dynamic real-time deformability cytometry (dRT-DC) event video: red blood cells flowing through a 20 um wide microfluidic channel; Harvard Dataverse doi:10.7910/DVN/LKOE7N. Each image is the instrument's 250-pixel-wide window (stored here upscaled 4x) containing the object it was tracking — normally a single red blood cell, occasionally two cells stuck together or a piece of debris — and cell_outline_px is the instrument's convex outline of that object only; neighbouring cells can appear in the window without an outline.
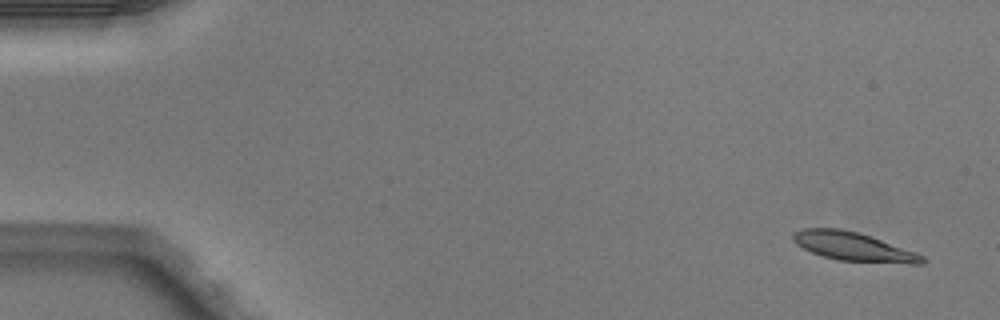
{"species": "Egyptian fruit bat (a non-hibernating species)", "species_latin": "Rousettus aegyptiacus", "temperature_condition": "warm", "stored_images_in_passage": 4, "camera_frame_rate_fps": 3000, "um_per_image_px": 0.085, "animal": {"sex": "male"}, "frame": {"image": 1, "passage_image": 1, "time_ms": 0.0, "image_size_px": [1000, 320], "cell_outline_px": [[928, 260], [924, 264], [912, 264], [840, 260], [824, 256], [812, 252], [796, 244], [792, 240], [792, 232], [800, 228], [840, 228], [856, 232], [916, 252], [924, 256]], "centroid_in_image_um": [72.53, 20.96], "position_along_channel_um": 12.5, "area_um2": 21.44}}
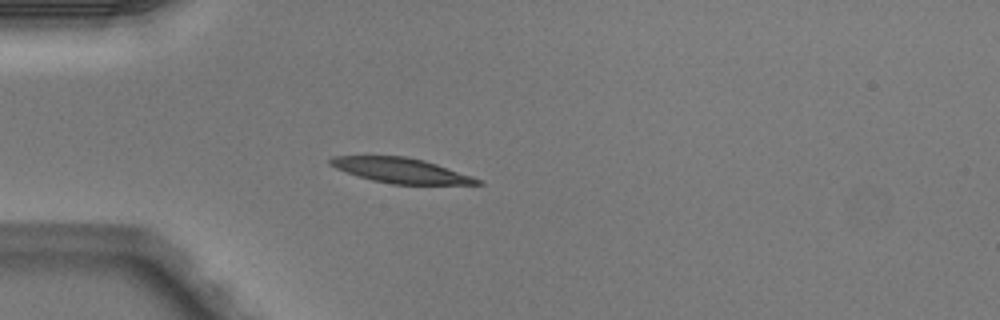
{"frame": {"image": 2, "passage_image": 4, "time_ms": 1.0, "image_size_px": [1000, 320], "cell_outline_px": [[484, 184], [392, 184], [372, 180], [356, 176], [336, 168], [328, 164], [328, 160], [332, 156], [404, 156], [424, 160], [484, 180]], "centroid_in_image_um": [34.06, 14.49], "position_along_channel_um": 50.9, "area_um2": 21.39}}